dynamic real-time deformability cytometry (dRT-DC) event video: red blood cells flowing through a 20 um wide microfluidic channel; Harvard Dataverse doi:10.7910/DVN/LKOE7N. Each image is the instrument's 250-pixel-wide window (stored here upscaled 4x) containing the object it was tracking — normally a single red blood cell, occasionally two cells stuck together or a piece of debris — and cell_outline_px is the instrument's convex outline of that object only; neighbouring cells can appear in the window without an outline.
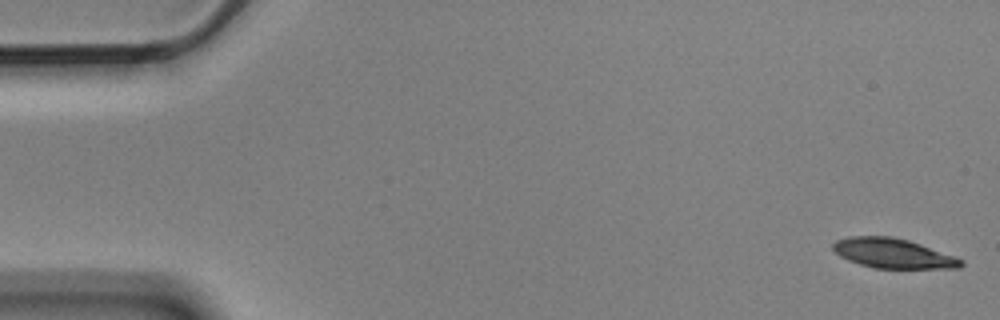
{"species": "Egyptian fruit bat (a non-hibernating species)", "species_latin": "Rousettus aegyptiacus", "temperature_condition": "cold", "stored_images_in_passage": 5, "camera_frame_rate_fps": 3000, "um_per_image_px": 0.085, "animal": {"sex": "male"}, "frame": {"image": 1, "passage_image": 1, "time_ms": 0.0, "image_size_px": [1000, 320], "cell_outline_px": [[964, 264], [960, 268], [876, 268], [860, 264], [848, 260], [840, 256], [832, 248], [832, 244], [836, 240], [848, 236], [888, 236], [908, 240], [956, 256], [964, 260]], "centroid_in_image_um": [75.92, 21.53], "position_along_channel_um": 9.1, "area_um2": 22.14}}
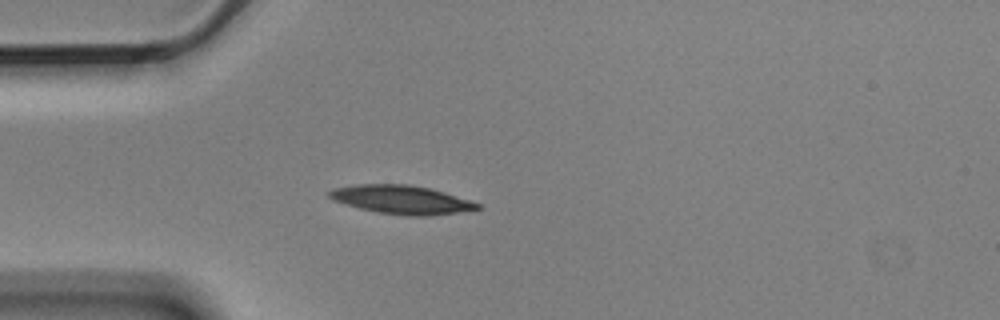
{"frame": {"image": 2, "passage_image": 5, "time_ms": 1.333, "image_size_px": [1000, 320], "cell_outline_px": [[480, 208], [456, 212], [428, 216], [404, 216], [376, 212], [360, 208], [332, 200], [328, 196], [328, 192], [332, 188], [356, 184], [408, 184], [428, 188], [444, 192], [480, 204]], "centroid_in_image_um": [34.05, 16.97], "position_along_channel_um": 50.9, "area_um2": 24.51}}